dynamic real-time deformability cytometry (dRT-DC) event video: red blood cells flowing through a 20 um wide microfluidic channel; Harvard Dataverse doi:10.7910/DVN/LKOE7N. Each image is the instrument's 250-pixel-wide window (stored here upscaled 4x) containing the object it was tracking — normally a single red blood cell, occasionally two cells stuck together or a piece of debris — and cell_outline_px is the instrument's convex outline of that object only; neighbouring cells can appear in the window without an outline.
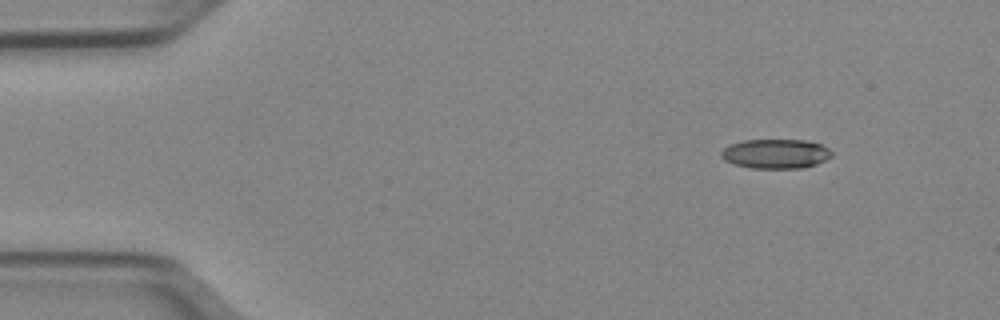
{"species": "Egyptian fruit bat (a non-hibernating species)", "species_latin": "Rousettus aegyptiacus", "temperature_condition": "cold", "stored_images_in_passage": 46, "camera_frame_rate_fps": 3000, "um_per_image_px": 0.085, "animal": {"sex": "female"}, "frame": {"image": 1, "passage_image": 1, "time_ms": 0.0, "image_size_px": [1000, 320], "cell_outline_px": [[832, 156], [816, 164], [804, 168], [752, 168], [732, 164], [724, 160], [720, 156], [720, 152], [724, 148], [732, 144], [744, 140], [808, 140], [820, 144], [828, 148], [832, 152]], "centroid_in_image_um": [65.92, 13.07], "position_along_channel_um": 19.1, "area_um2": 19.02}}
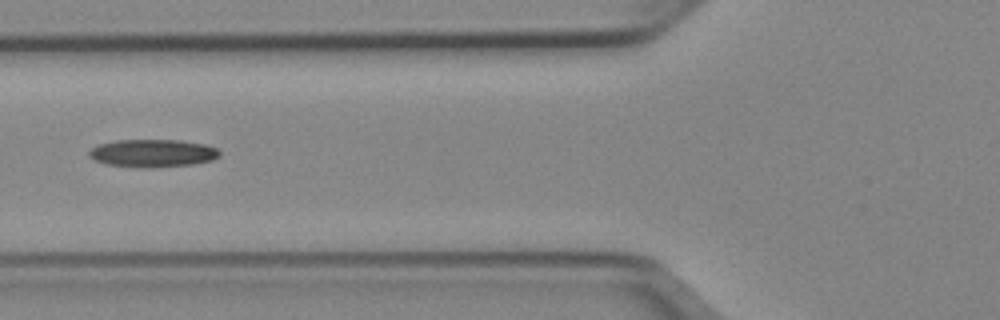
{"frame": {"image": 2, "passage_image": 15, "time_ms": 4.667, "image_size_px": [1000, 320], "cell_outline_px": [[220, 156], [212, 160], [192, 164], [152, 168], [144, 168], [108, 164], [96, 160], [88, 156], [88, 152], [92, 148], [100, 144], [116, 140], [180, 140], [204, 144], [216, 148], [220, 152]], "centroid_in_image_um": [12.99, 13.02], "position_along_channel_um": 112.8, "area_um2": 21.04}}
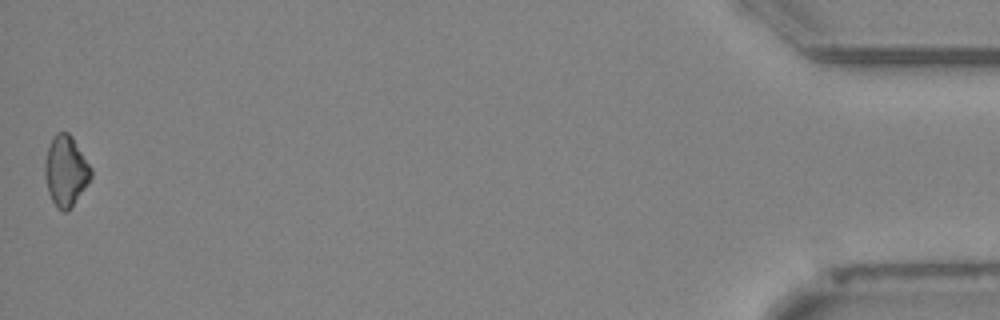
{"frame": {"image": 3, "passage_image": 46, "time_ms": 15.0, "image_size_px": [1000, 320], "cell_outline_px": [[92, 176], [88, 184], [72, 204], [64, 212], [52, 200], [48, 192], [44, 176], [44, 164], [48, 148], [52, 136], [56, 132], [68, 132], [72, 136], [92, 168]], "centroid_in_image_um": [5.59, 14.47], "position_along_channel_um": 429.6, "area_um2": 18.73}}